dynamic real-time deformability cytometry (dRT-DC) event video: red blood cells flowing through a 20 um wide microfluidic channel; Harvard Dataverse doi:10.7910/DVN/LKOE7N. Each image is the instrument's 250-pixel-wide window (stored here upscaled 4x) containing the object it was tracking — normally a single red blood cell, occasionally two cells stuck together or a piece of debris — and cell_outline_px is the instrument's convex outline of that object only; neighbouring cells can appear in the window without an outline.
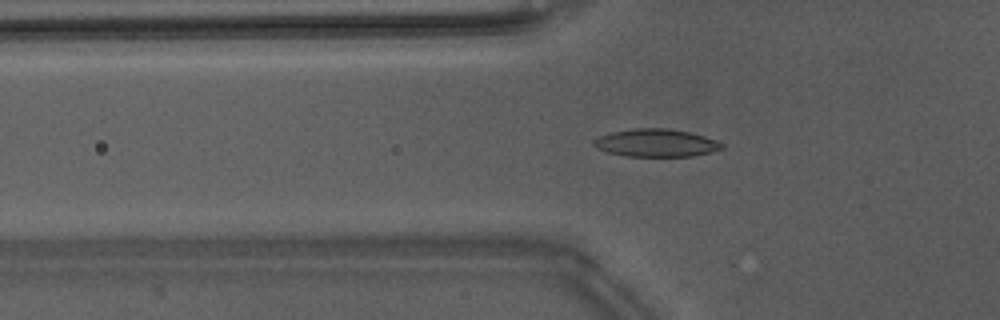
{"species": "Egyptian fruit bat (a non-hibernating species)", "species_latin": "Rousettus aegyptiacus", "temperature_condition": "warm", "stored_images_in_passage": 52, "camera_frame_rate_fps": 3000, "um_per_image_px": 0.085, "animal": {"sex": "male"}, "frame": {"image": 1, "passage_image": 20, "time_ms": 6.333, "image_size_px": [1000, 320], "cell_outline_px": [[724, 148], [692, 156], [628, 156], [608, 152], [596, 148], [592, 144], [592, 140], [600, 136], [612, 132], [636, 128], [668, 128], [688, 132], [704, 136], [716, 140], [724, 144]], "centroid_in_image_um": [55.75, 12.14], "position_along_channel_um": 70.0, "area_um2": 20.58}}
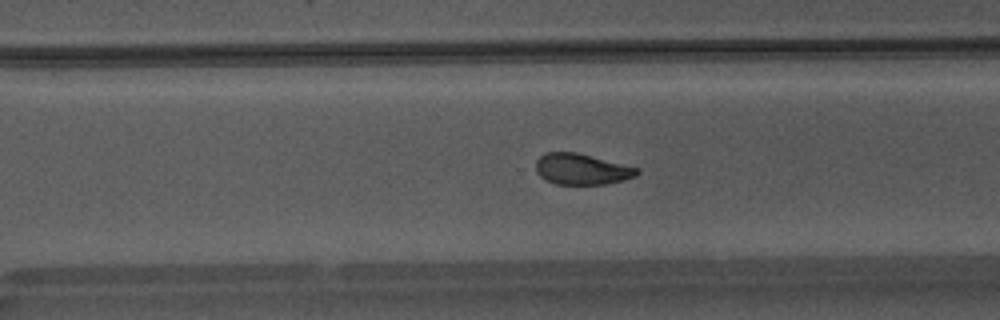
{"frame": {"image": 2, "passage_image": 38, "time_ms": 12.333, "image_size_px": [1000, 320], "cell_outline_px": [[640, 172], [636, 176], [624, 180], [604, 184], [556, 184], [540, 176], [536, 172], [536, 160], [544, 152], [576, 152], [640, 168]], "centroid_in_image_um": [49.45, 14.37], "position_along_channel_um": 321.1, "area_um2": 18.26}}
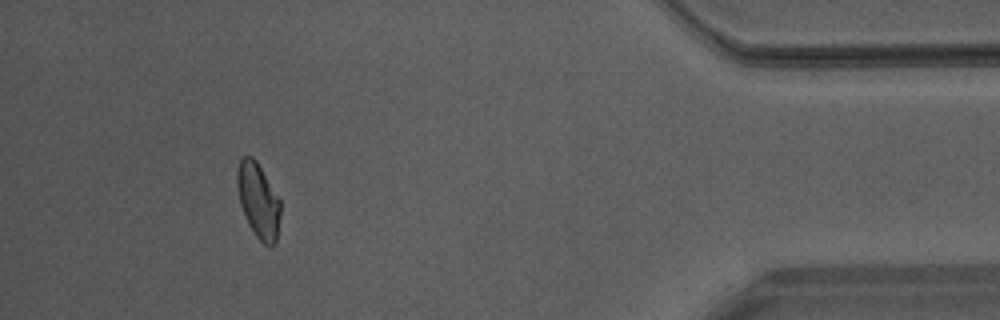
{"frame": {"image": 3, "passage_image": 48, "time_ms": 15.667, "image_size_px": [1000, 320], "cell_outline_px": [[280, 216], [276, 244], [272, 248], [264, 244], [256, 236], [248, 224], [240, 204], [236, 184], [236, 172], [240, 160], [244, 156], [252, 156], [256, 160], [280, 200]], "centroid_in_image_um": [21.95, 17.07], "position_along_channel_um": 413.2, "area_um2": 18.96}, "authors_computed_cell_mechanics": {"area_um2": 19.2185, "velocity_mm_per_s": 4.2281, "shape_relaxation_time_tau1_ms": 3.7866, "shape_relaxation_time_tau2_ms": 2.4948, "deformation_change_tau1": 0.1322, "deformation_change_tau2": 0.0748}}